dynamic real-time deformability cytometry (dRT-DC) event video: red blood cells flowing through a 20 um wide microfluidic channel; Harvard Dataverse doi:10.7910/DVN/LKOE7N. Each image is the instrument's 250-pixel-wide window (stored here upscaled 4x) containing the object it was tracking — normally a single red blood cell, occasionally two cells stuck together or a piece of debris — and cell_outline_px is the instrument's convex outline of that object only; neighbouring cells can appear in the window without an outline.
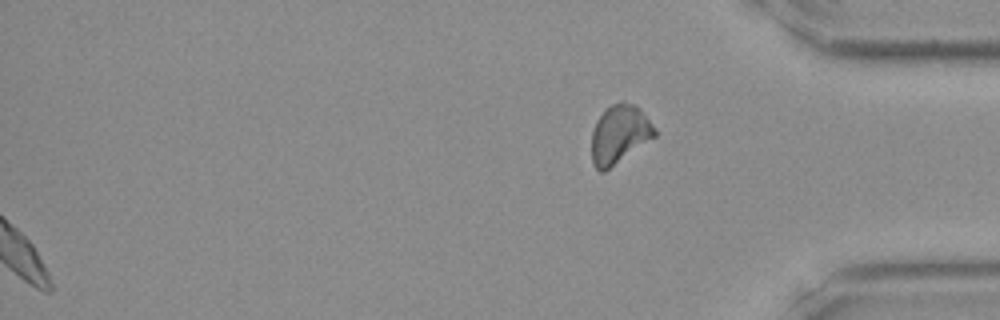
{"species": "Egyptian fruit bat (a non-hibernating species)", "species_latin": "Rousettus aegyptiacus", "temperature_condition": "room temperature", "stored_images_in_passage": 34, "segment_of_instrument_passage": [2, 2], "camera_frame_rate_fps": 3000, "um_per_image_px": 0.085, "frame": {"image": 1, "passage_image": 34, "time_ms": 11.0, "image_size_px": [1000, 320], "cell_outline_px": [[656, 136], [604, 172], [600, 172], [592, 164], [592, 132], [596, 120], [604, 108], [612, 104], [636, 104], [640, 108], [656, 128]], "centroid_in_image_um": [52.65, 11.42], "position_along_channel_um": 382.6, "area_um2": 21.44}}